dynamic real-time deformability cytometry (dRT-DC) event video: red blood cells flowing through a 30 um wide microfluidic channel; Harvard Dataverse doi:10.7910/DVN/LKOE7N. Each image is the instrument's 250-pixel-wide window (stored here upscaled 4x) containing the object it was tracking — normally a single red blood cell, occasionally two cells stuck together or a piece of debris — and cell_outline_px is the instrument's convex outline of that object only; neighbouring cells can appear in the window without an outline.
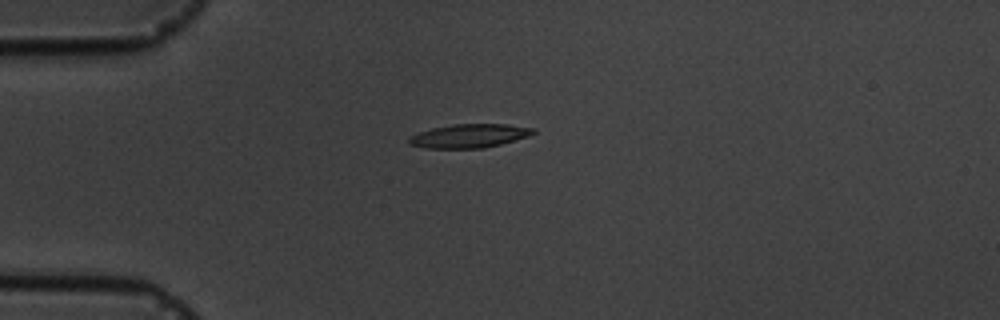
{"species": "common noctule bat (a hibernating species)", "species_latin": "Nyctalus noctula", "temperature_condition": "cold", "stored_images_in_passage": 5, "camera_frame_rate_fps": 3000, "um_per_image_px": 0.085, "animal": {"sex": "male", "body_mass_g": 19.5, "forearm_length_mm": 54.6}, "frame": {"image": 1, "passage_image": 1, "time_ms": 0.0, "image_size_px": [1000, 320], "cell_outline_px": [[536, 132], [528, 136], [500, 144], [484, 148], [428, 148], [408, 144], [408, 140], [412, 136], [420, 132], [432, 128], [452, 124], [508, 124], [536, 128]], "centroid_in_image_um": [39.92, 11.54], "position_along_channel_um": 45.1, "area_um2": 17.05}}
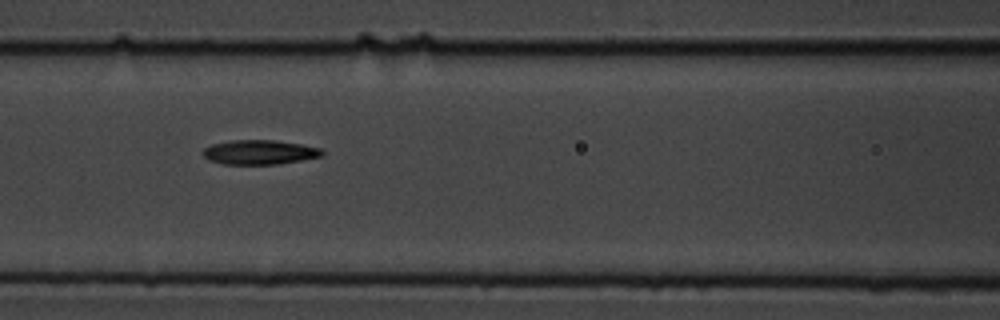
{"frame": {"image": 2, "passage_image": 4, "time_ms": 3.333, "image_size_px": [1000, 320], "cell_outline_px": [[324, 156], [276, 164], [224, 164], [208, 160], [204, 156], [204, 148], [212, 144], [232, 140], [272, 140], [300, 144], [320, 148], [324, 152]], "centroid_in_image_um": [22.06, 12.94], "position_along_channel_um": 144.5, "area_um2": 16.82}}
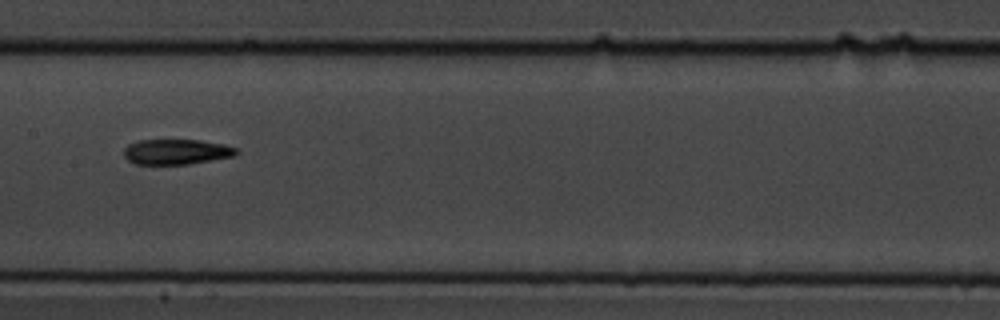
{"frame": {"image": 3, "passage_image": 5, "time_ms": 4.667, "image_size_px": [1000, 320], "cell_outline_px": [[240, 152], [232, 156], [188, 164], [132, 164], [124, 156], [124, 148], [128, 144], [140, 140], [200, 140], [224, 144], [236, 148]], "centroid_in_image_um": [14.96, 12.9], "position_along_channel_um": 192.4, "area_um2": 16.53}}